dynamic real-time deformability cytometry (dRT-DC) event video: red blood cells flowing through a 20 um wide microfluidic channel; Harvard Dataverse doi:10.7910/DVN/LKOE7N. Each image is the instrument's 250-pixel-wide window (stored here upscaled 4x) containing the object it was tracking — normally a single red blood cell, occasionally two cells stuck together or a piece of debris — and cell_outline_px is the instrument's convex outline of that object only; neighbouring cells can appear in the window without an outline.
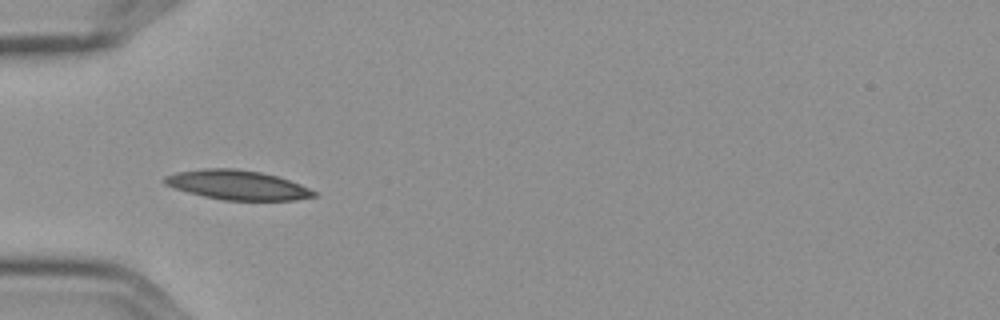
{"species": "Egyptian fruit bat (a non-hibernating species)", "species_latin": "Rousettus aegyptiacus", "temperature_condition": "cold", "stored_images_in_passage": 5, "camera_frame_rate_fps": 3000, "um_per_image_px": 0.085, "frame": {"image": 1, "passage_image": 4, "time_ms": 1.0, "image_size_px": [1000, 320], "cell_outline_px": [[316, 196], [296, 200], [224, 200], [204, 196], [188, 192], [164, 184], [164, 176], [176, 172], [204, 168], [236, 168], [260, 172], [276, 176], [300, 184], [316, 192]], "centroid_in_image_um": [20.16, 15.72], "position_along_channel_um": 64.8, "area_um2": 25.43}}
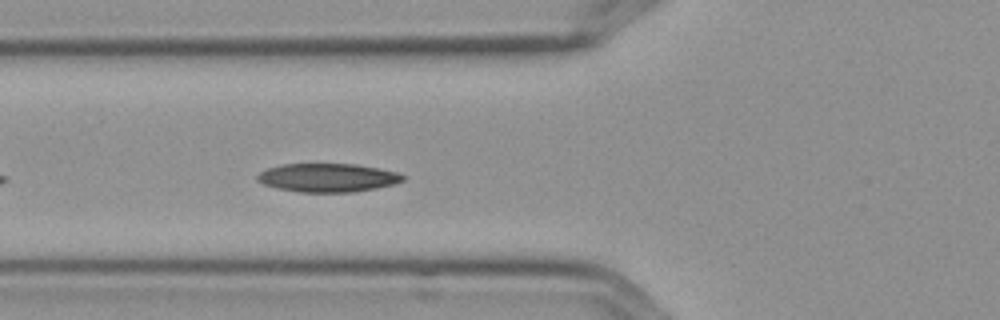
{"frame": {"image": 2, "passage_image": 5, "time_ms": 1.333, "image_size_px": [1000, 320], "cell_outline_px": [[408, 176], [404, 180], [392, 184], [376, 188], [352, 192], [300, 192], [276, 188], [264, 184], [256, 180], [256, 176], [260, 172], [268, 168], [284, 164], [356, 164], [396, 172]], "centroid_in_image_um": [27.84, 15.1], "position_along_channel_um": 98.0, "area_um2": 24.1}}